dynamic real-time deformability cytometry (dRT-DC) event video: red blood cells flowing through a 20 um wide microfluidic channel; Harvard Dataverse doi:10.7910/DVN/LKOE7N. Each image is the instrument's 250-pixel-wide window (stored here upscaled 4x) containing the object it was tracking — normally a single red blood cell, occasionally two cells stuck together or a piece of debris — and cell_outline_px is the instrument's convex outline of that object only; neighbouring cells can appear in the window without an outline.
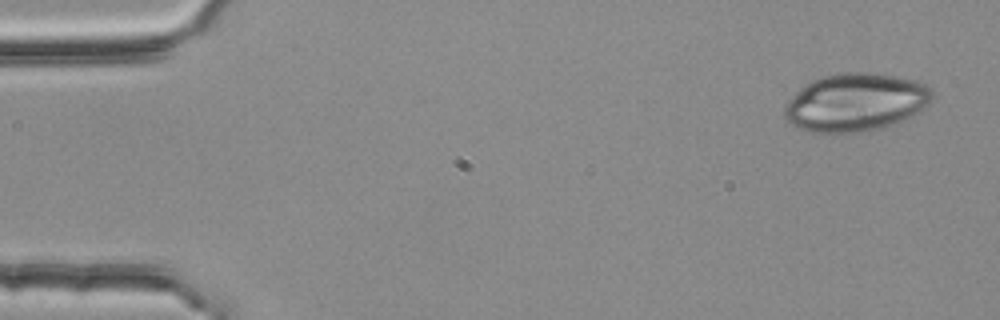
{"species": "common noctule bat (a hibernating species)", "species_latin": "Nyctalus noctula", "temperature_condition": "room temperature", "stored_images_in_passage": 4, "camera_frame_rate_fps": 3000, "um_per_image_px": 0.085, "animal": {"sex": "female", "body_mass_g": 25.1}, "frame": {"image": 1, "passage_image": 1, "time_ms": 0.0, "image_size_px": [1000, 320], "cell_outline_px": [[932, 100], [920, 112], [904, 120], [884, 128], [856, 132], [804, 132], [796, 128], [784, 116], [784, 104], [804, 84], [812, 80], [824, 76], [844, 72], [872, 72], [900, 76], [916, 80], [932, 88]], "centroid_in_image_um": [72.74, 8.69], "position_along_channel_um": 12.3, "area_um2": 50.46}}